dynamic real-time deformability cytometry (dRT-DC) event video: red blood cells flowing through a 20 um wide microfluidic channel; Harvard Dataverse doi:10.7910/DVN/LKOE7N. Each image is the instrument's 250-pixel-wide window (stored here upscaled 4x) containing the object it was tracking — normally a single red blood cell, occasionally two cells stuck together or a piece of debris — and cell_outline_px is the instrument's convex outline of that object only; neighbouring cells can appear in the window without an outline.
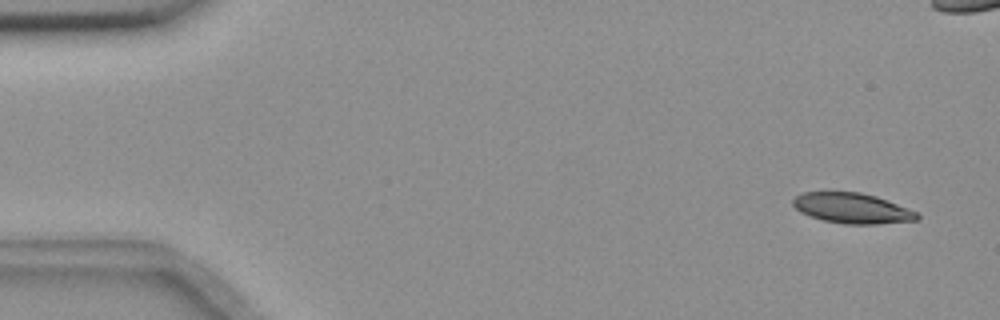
{"species": "common noctule bat (a hibernating species)", "species_latin": "Nyctalus noctula", "temperature_condition": "room temperature", "stored_images_in_passage": 6, "camera_frame_rate_fps": 3000, "um_per_image_px": 0.085, "animal": {"sex": "female", "body_mass_g": 18.4}, "frame": {"image": 1, "passage_image": 1, "time_ms": 0.0, "image_size_px": [1000, 320], "cell_outline_px": [[920, 216], [916, 220], [876, 224], [844, 224], [824, 220], [808, 216], [800, 212], [792, 204], [792, 200], [796, 196], [804, 192], [860, 192], [876, 196], [916, 212]], "centroid_in_image_um": [72.39, 17.7], "position_along_channel_um": 12.6, "area_um2": 21.73}}